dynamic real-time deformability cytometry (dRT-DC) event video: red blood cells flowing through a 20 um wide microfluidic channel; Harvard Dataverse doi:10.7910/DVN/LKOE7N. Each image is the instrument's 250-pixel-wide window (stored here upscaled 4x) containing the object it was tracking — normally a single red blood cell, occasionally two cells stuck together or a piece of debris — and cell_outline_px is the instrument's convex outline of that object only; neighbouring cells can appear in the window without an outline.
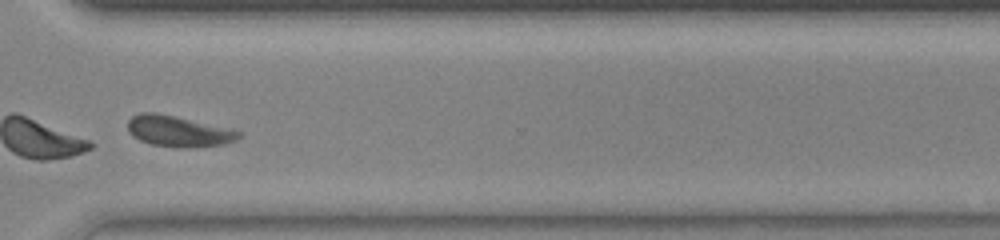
{"species": "common noctule bat (a hibernating species)", "species_latin": "Nyctalus noctula", "temperature_condition": "warm", "stored_images_in_passage": 47, "camera_frame_rate_fps": 3000, "um_per_image_px": 0.085, "animal": {"sex": "female", "body_mass_g": 23.0, "forearm_length_mm": 53.4}, "frame": {"image": 1, "passage_image": 34, "time_ms": 11.0, "image_size_px": [1000, 240], "cell_outline_px": [[240, 136], [236, 140], [224, 144], [188, 148], [176, 148], [152, 144], [140, 140], [132, 136], [128, 132], [128, 120], [132, 116], [140, 112], [156, 112], [232, 128], [240, 132]], "centroid_in_image_um": [15.16, 11.15], "position_along_channel_um": 355.4, "area_um2": 20.23}}